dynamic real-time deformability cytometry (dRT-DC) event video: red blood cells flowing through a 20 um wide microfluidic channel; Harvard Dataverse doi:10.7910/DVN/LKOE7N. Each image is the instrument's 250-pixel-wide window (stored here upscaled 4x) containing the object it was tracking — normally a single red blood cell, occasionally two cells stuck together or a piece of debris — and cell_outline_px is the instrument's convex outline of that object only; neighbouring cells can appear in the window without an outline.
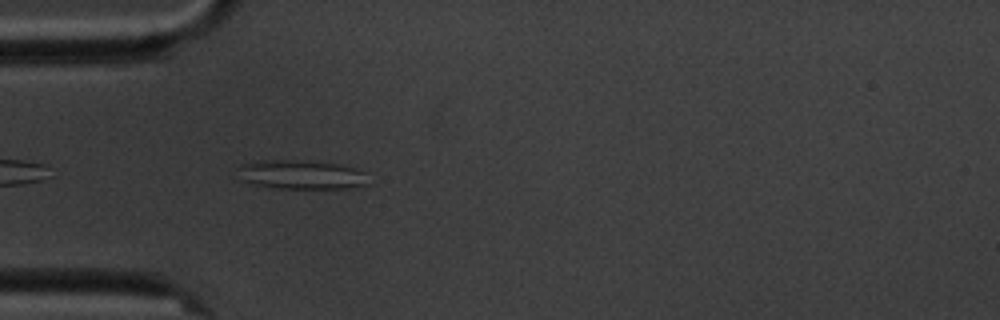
{"species": "common noctule bat (a hibernating species)", "species_latin": "Nyctalus noctula", "temperature_condition": "cold", "stored_images_in_passage": 4, "camera_frame_rate_fps": 3000, "um_per_image_px": 0.085, "animal": {"sex": "male", "body_mass_g": 20.1, "forearm_length_mm": 53.5}, "frame": {"image": 1, "passage_image": 4, "time_ms": 4.333, "image_size_px": [1000, 320], "cell_outline_px": [[372, 184], [348, 188], [276, 188], [252, 184], [244, 180], [236, 168], [240, 164], [256, 160], [292, 160], [336, 164], [352, 168], [364, 172]], "centroid_in_image_um": [25.6, 14.85], "position_along_channel_um": 59.4, "area_um2": 22.02}}